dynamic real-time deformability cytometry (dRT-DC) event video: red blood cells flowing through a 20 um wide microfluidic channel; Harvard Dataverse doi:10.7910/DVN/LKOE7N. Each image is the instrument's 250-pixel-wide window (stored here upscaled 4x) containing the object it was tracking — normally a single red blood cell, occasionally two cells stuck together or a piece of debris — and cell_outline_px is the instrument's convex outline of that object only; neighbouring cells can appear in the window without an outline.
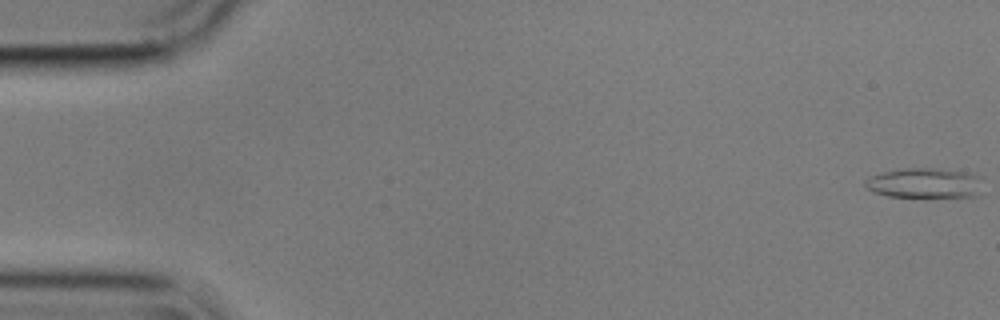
{"species": "common noctule bat (a hibernating species)", "species_latin": "Nyctalus noctula", "temperature_condition": "cold", "stored_images_in_passage": 56, "camera_frame_rate_fps": 3000, "um_per_image_px": 0.085, "animal": {"sex": "male", "body_mass_g": 17.9}, "frame": {"image": 1, "passage_image": 1, "time_ms": 0.0, "image_size_px": [1000, 320], "cell_outline_px": [[984, 176], [980, 196], [888, 196], [872, 192], [864, 184], [864, 180], [868, 176], [884, 172], [904, 168], [936, 168], [972, 172]], "centroid_in_image_um": [78.67, 15.54], "position_along_channel_um": 6.3, "area_um2": 20.98}}
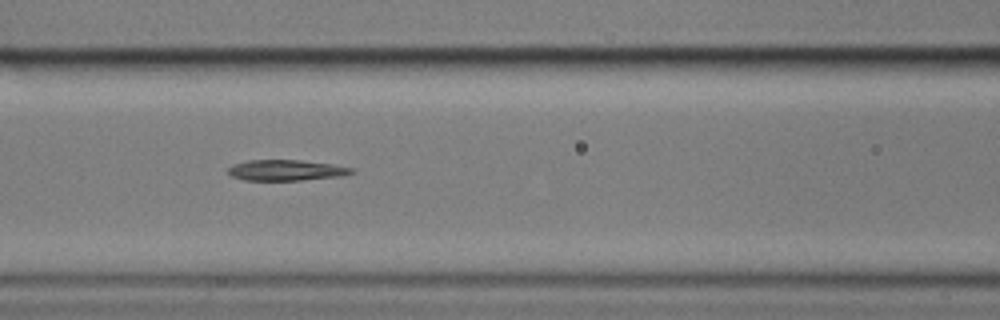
{"frame": {"image": 2, "passage_image": 24, "time_ms": 7.667, "image_size_px": [1000, 320], "cell_outline_px": [[356, 172], [344, 176], [300, 180], [244, 180], [232, 176], [228, 172], [228, 168], [232, 164], [248, 160], [300, 160], [332, 164], [352, 168]], "centroid_in_image_um": [24.33, 14.47], "position_along_channel_um": 142.3, "area_um2": 14.97}}
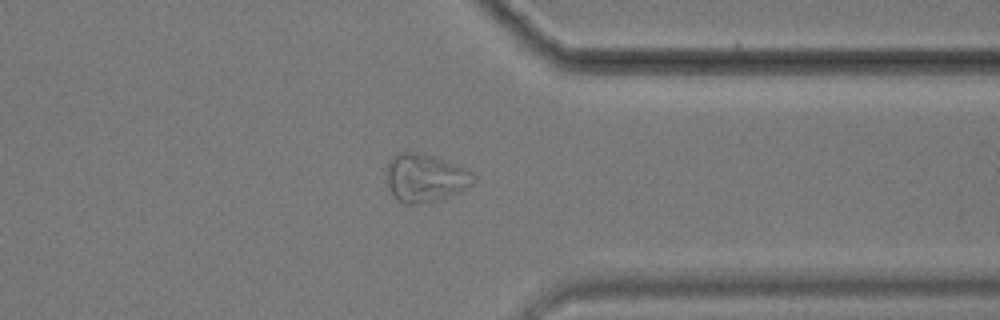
{"frame": {"image": 3, "passage_image": 44, "time_ms": 14.333, "image_size_px": [1000, 320], "cell_outline_px": [[476, 176], [472, 184], [456, 192], [432, 200], [416, 204], [404, 204], [396, 200], [388, 188], [384, 180], [388, 160], [396, 152], [416, 152], [436, 156], [456, 164], [472, 172]], "centroid_in_image_um": [36.05, 15.08], "position_along_channel_um": 375.4, "area_um2": 24.45}, "authors_computed_cell_mechanics": {"area_um2": 18.1492, "velocity_mm_per_s": 3.5643, "shape_relaxation_time_tau1_ms": null, "shape_relaxation_time_tau2_ms": 2.9806, "deformation_change_tau1": null, "deformation_change_tau2": 0.0972}}